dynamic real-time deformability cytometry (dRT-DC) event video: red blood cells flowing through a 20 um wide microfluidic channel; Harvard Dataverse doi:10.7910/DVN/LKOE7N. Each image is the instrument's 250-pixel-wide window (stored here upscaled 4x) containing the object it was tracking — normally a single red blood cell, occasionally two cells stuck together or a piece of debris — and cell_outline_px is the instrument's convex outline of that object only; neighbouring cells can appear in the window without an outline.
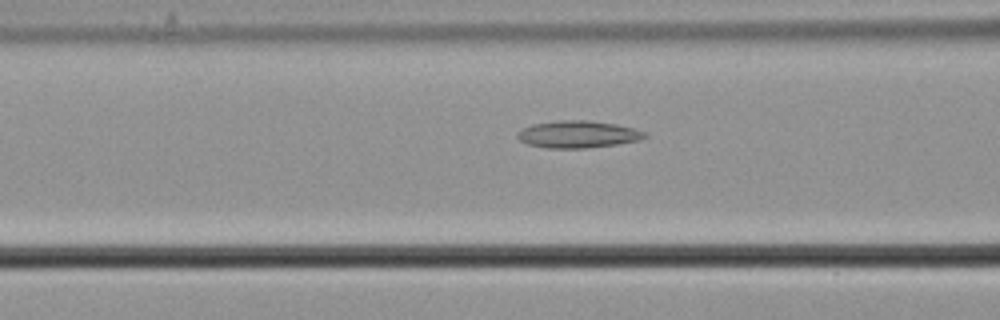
{"species": "common noctule bat (a hibernating species)", "species_latin": "Nyctalus noctula", "temperature_condition": "cold", "stored_images_in_passage": 55, "camera_frame_rate_fps": 3000, "um_per_image_px": 0.085, "animal": {"sex": "male", "body_mass_g": 21.5, "forearm_length_mm": 52.0}, "frame": {"image": 1, "passage_image": 22, "time_ms": 7.0, "image_size_px": [1000, 320], "cell_outline_px": [[648, 136], [640, 140], [616, 144], [584, 148], [548, 148], [528, 144], [520, 140], [516, 136], [516, 132], [532, 124], [560, 120], [588, 120], [616, 124], [632, 128], [644, 132]], "centroid_in_image_um": [49.1, 11.41], "position_along_channel_um": 117.5, "area_um2": 20.0}}
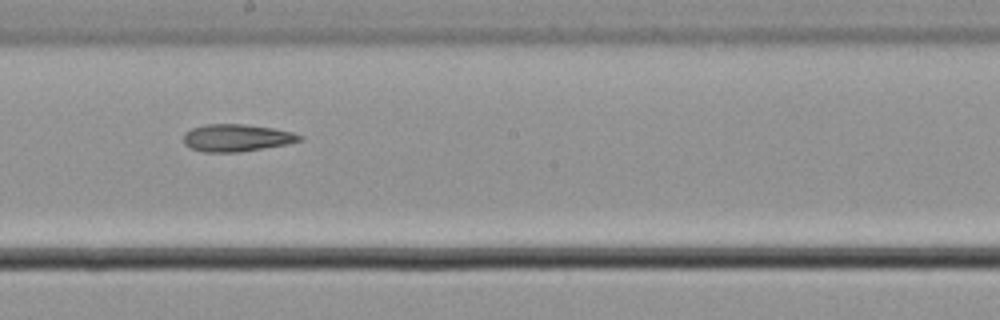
{"frame": {"image": 2, "passage_image": 31, "time_ms": 10.0, "image_size_px": [1000, 320], "cell_outline_px": [[304, 140], [288, 144], [240, 152], [204, 152], [192, 148], [184, 144], [184, 132], [192, 128], [204, 124], [244, 124], [272, 128], [292, 132], [304, 136]], "centroid_in_image_um": [20.13, 11.71], "position_along_channel_um": 228.1, "area_um2": 18.55}}
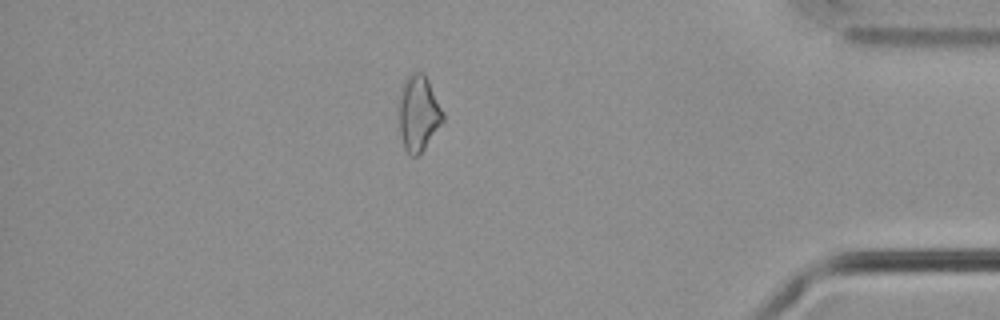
{"frame": {"image": 3, "passage_image": 48, "time_ms": 15.667, "image_size_px": [1000, 320], "cell_outline_px": [[444, 120], [424, 148], [416, 156], [412, 156], [404, 148], [400, 136], [396, 112], [400, 88], [408, 72], [424, 72], [444, 112]], "centroid_in_image_um": [35.51, 9.57], "position_along_channel_um": 399.7, "area_um2": 20.0}}